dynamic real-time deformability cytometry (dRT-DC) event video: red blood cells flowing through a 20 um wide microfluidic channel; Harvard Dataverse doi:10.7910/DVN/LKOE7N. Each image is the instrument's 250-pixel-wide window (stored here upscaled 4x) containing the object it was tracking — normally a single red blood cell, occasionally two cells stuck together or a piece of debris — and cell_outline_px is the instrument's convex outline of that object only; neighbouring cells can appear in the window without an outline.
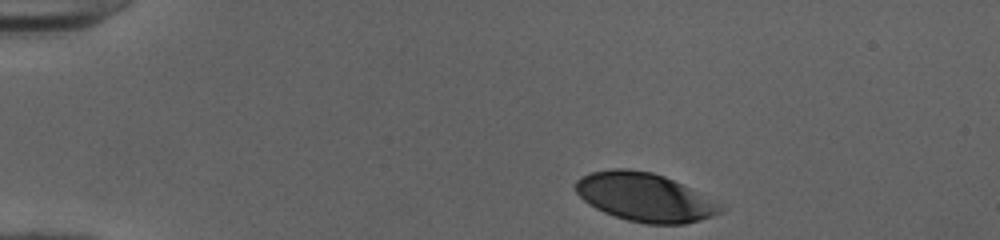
{"species": "human", "species_latin": "Homo sapiens", "temperature_condition": "cold", "stored_images_in_passage": 36, "camera_frame_rate_fps": 3000, "um_per_image_px": 0.085, "donor": {"sex": "female"}, "frame": {"image": 1, "passage_image": 1, "time_ms": 0.0, "image_size_px": [1000, 240], "cell_outline_px": [[720, 212], [712, 216], [700, 220], [684, 224], [648, 224], [628, 220], [604, 212], [588, 204], [576, 192], [576, 180], [580, 176], [592, 172], [612, 168], [628, 168], [652, 172], [664, 176], [720, 204]], "centroid_in_image_um": [54.73, 16.75], "position_along_channel_um": 30.3, "area_um2": 40.29}}
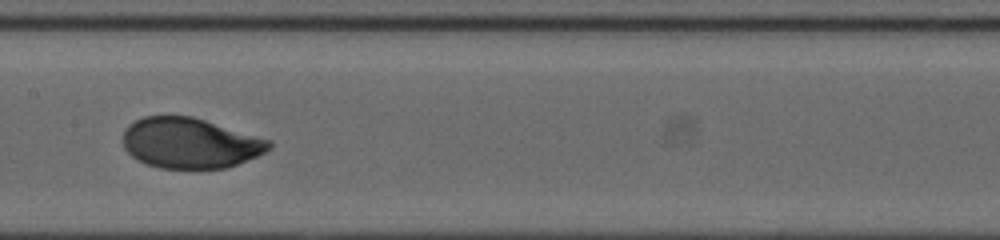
{"frame": {"image": 2, "passage_image": 19, "time_ms": 6.0, "image_size_px": [1000, 240], "cell_outline_px": [[272, 148], [256, 156], [228, 168], [160, 168], [136, 160], [124, 148], [124, 132], [128, 124], [144, 116], [192, 116], [272, 140]], "centroid_in_image_um": [16.17, 12.16], "position_along_channel_um": 191.2, "area_um2": 42.89}}
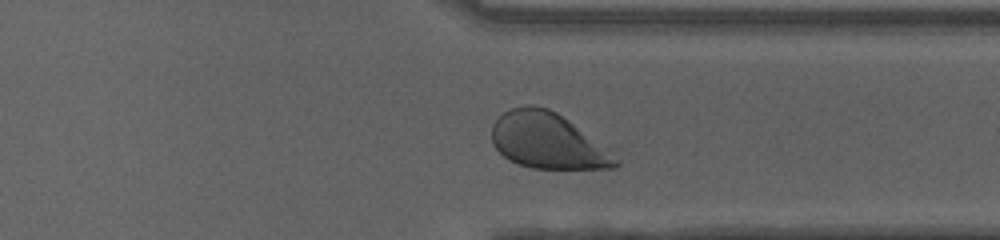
{"frame": {"image": 3, "passage_image": 32, "time_ms": 10.333, "image_size_px": [1000, 240], "cell_outline_px": [[620, 164], [616, 168], [532, 168], [508, 160], [492, 144], [492, 124], [504, 112], [512, 108], [524, 104], [532, 104], [548, 108], [556, 112], [568, 120], [620, 160]], "centroid_in_image_um": [46.5, 11.96], "position_along_channel_um": 364.9, "area_um2": 39.71}, "authors_computed_cell_mechanics": {"area_um2": 43.0321, "velocity_mm_per_s": 3.9951, "shape_relaxation_time_tau1_ms": 2.6145, "shape_relaxation_time_tau2_ms": null, "deformation_change_tau1": 0.1501, "deformation_change_tau2": null}}